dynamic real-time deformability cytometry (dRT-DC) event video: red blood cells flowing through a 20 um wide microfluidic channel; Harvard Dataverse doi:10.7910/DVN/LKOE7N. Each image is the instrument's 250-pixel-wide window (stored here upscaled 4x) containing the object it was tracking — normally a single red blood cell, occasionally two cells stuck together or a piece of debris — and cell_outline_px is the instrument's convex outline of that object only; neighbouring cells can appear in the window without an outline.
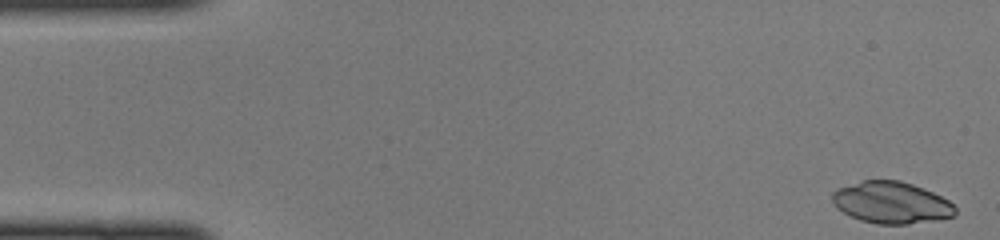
{"species": "common noctule bat (a hibernating species)", "species_latin": "Nyctalus noctula", "temperature_condition": "cold", "stored_images_in_passage": 46, "camera_frame_rate_fps": 3000, "um_per_image_px": 0.085, "animal": {"sex": "female", "body_mass_g": 22.0, "forearm_length_mm": 56.7}, "frame": {"image": 1, "passage_image": 1, "time_ms": 0.0, "image_size_px": [1000, 240], "cell_outline_px": [[956, 216], [940, 220], [908, 224], [876, 224], [860, 220], [836, 208], [832, 200], [832, 192], [836, 188], [864, 180], [900, 180], [924, 188], [948, 200], [956, 208]], "centroid_in_image_um": [75.78, 17.23], "position_along_channel_um": 9.2, "area_um2": 30.11}}